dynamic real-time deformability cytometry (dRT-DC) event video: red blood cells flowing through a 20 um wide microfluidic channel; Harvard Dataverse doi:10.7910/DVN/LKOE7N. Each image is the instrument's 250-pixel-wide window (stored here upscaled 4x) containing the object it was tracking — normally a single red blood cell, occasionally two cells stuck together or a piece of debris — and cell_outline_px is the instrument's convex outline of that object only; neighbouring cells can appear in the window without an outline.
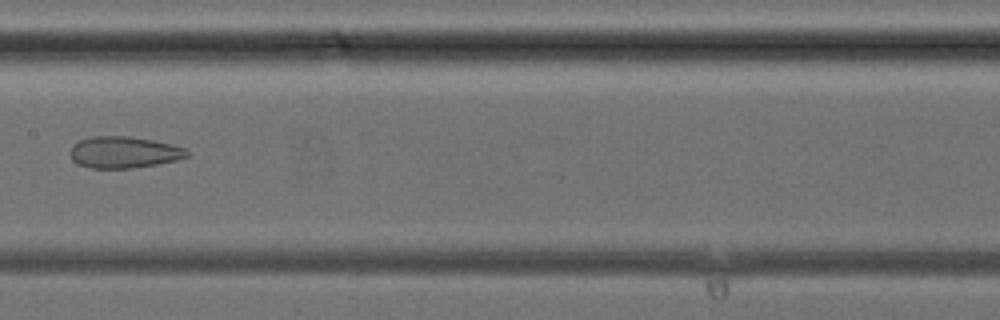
{"species": "common noctule bat (a hibernating species)", "species_latin": "Nyctalus noctula", "temperature_condition": "cold", "stored_images_in_passage": 39, "camera_frame_rate_fps": 3000, "um_per_image_px": 0.085, "animal": {"sex": "female", "body_mass_g": 24.6, "forearm_length_mm": 56.2}, "frame": {"image": 1, "passage_image": 20, "time_ms": 6.333, "image_size_px": [1000, 320], "cell_outline_px": [[188, 156], [176, 160], [156, 164], [132, 168], [88, 168], [72, 160], [68, 152], [80, 140], [92, 136], [128, 136], [152, 140], [172, 144], [184, 148], [188, 152]], "centroid_in_image_um": [10.51, 12.94], "position_along_channel_um": 196.9, "area_um2": 21.33}}
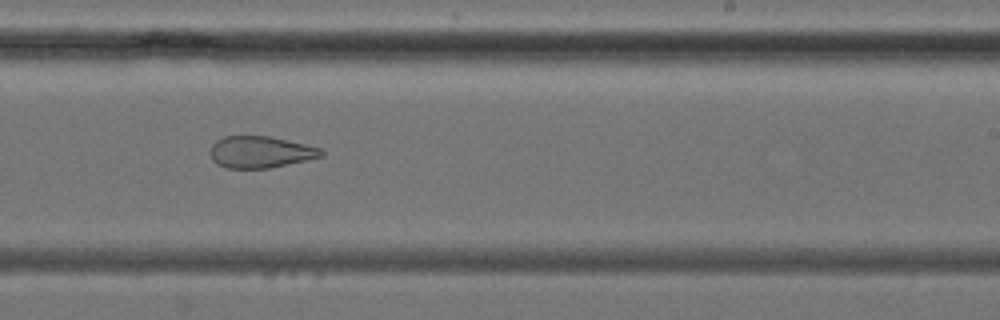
{"frame": {"image": 2, "passage_image": 24, "time_ms": 7.667, "image_size_px": [1000, 320], "cell_outline_px": [[324, 156], [308, 160], [268, 168], [228, 168], [216, 164], [212, 160], [208, 152], [212, 144], [216, 140], [224, 136], [268, 136], [304, 144], [320, 148], [324, 152]], "centroid_in_image_um": [22.1, 12.93], "position_along_channel_um": 266.9, "area_um2": 20.58}}
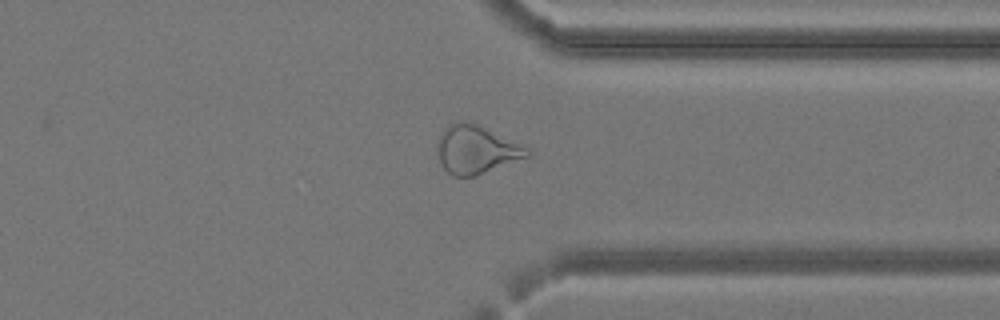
{"frame": {"image": 3, "passage_image": 30, "time_ms": 9.667, "image_size_px": [1000, 320], "cell_outline_px": [[532, 152], [528, 156], [472, 176], [452, 176], [444, 168], [440, 160], [436, 148], [436, 144], [444, 128], [460, 120], [468, 120], [528, 148]], "centroid_in_image_um": [40.42, 12.69], "position_along_channel_um": 371.0, "area_um2": 24.62}}